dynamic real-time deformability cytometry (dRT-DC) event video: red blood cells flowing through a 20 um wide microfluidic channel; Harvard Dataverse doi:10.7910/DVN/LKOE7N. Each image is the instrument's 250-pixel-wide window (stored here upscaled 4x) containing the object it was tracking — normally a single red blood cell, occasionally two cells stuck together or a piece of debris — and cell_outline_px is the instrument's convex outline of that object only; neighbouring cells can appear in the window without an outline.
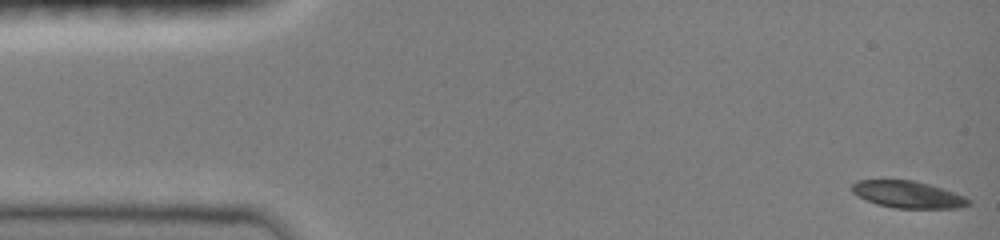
{"species": "common noctule bat (a hibernating species)", "species_latin": "Nyctalus noctula", "temperature_condition": "room temperature", "stored_images_in_passage": 8, "camera_frame_rate_fps": 3000, "um_per_image_px": 0.085, "animal": {"sex": "female", "body_mass_g": 19.0, "forearm_length_mm": 51.5}, "frame": {"image": 1, "passage_image": 1, "time_ms": 0.0, "image_size_px": [1000, 240], "cell_outline_px": [[972, 204], [960, 208], [896, 208], [876, 204], [852, 192], [848, 188], [856, 180], [880, 176], [912, 180], [928, 184], [956, 192], [972, 200]], "centroid_in_image_um": [77.11, 16.47], "position_along_channel_um": 7.9, "area_um2": 19.25}}
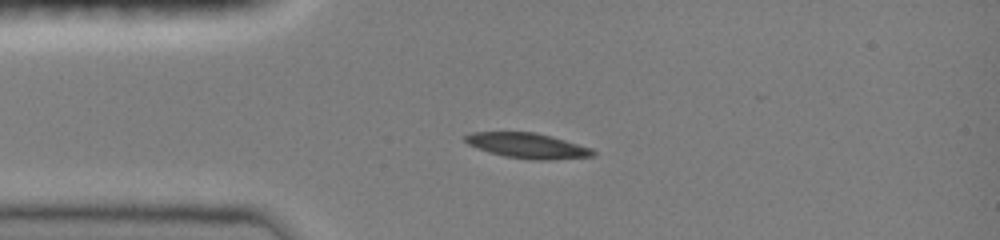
{"frame": {"image": 2, "passage_image": 5, "time_ms": 3.333, "image_size_px": [1000, 240], "cell_outline_px": [[596, 156], [552, 160], [532, 160], [504, 156], [488, 152], [468, 144], [464, 140], [464, 136], [472, 132], [536, 132], [552, 136], [592, 148], [596, 152]], "centroid_in_image_um": [44.87, 12.39], "position_along_channel_um": 40.1, "area_um2": 18.96}}
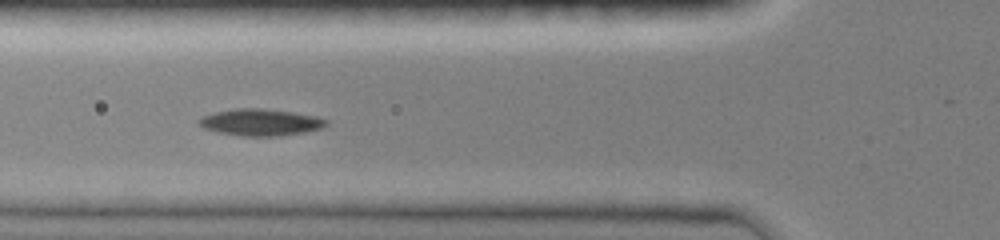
{"frame": {"image": 3, "passage_image": 7, "time_ms": 5.333, "image_size_px": [1000, 240], "cell_outline_px": [[328, 124], [320, 128], [304, 132], [276, 136], [240, 136], [220, 132], [204, 128], [196, 124], [196, 120], [204, 116], [216, 112], [236, 108], [260, 108], [292, 112], [316, 116], [328, 120]], "centroid_in_image_um": [22.12, 10.39], "position_along_channel_um": 103.7, "area_um2": 19.71}}